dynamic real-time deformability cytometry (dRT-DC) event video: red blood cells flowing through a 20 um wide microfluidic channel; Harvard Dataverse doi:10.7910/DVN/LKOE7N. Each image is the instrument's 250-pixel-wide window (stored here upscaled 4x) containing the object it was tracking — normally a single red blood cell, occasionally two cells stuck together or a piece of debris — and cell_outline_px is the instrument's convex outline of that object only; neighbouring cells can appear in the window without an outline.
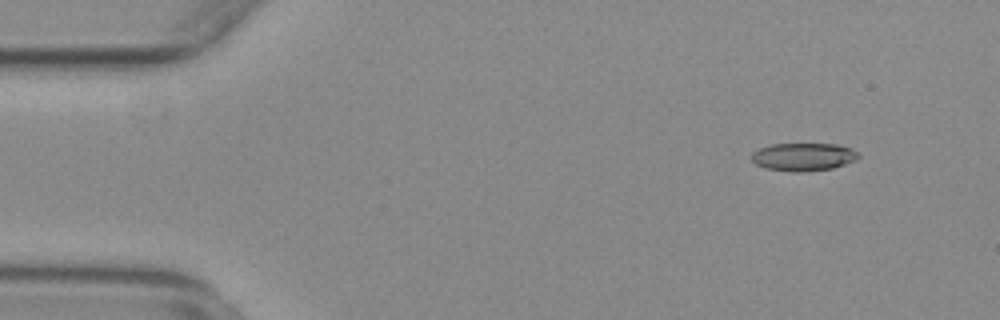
{"species": "common noctule bat (a hibernating species)", "species_latin": "Nyctalus noctula", "temperature_condition": "warm", "stored_images_in_passage": 56, "camera_frame_rate_fps": 3000, "um_per_image_px": 0.085, "animal": {"sex": "female", "body_mass_g": 29.2, "forearm_length_mm": 56.3}, "frame": {"image": 1, "passage_image": 6, "time_ms": 1.667, "image_size_px": [1000, 320], "cell_outline_px": [[860, 156], [856, 160], [832, 168], [804, 172], [792, 172], [764, 168], [756, 164], [752, 160], [752, 152], [760, 148], [772, 144], [836, 144], [852, 148], [860, 152]], "centroid_in_image_um": [68.31, 13.33], "position_along_channel_um": 16.7, "area_um2": 17.51}}
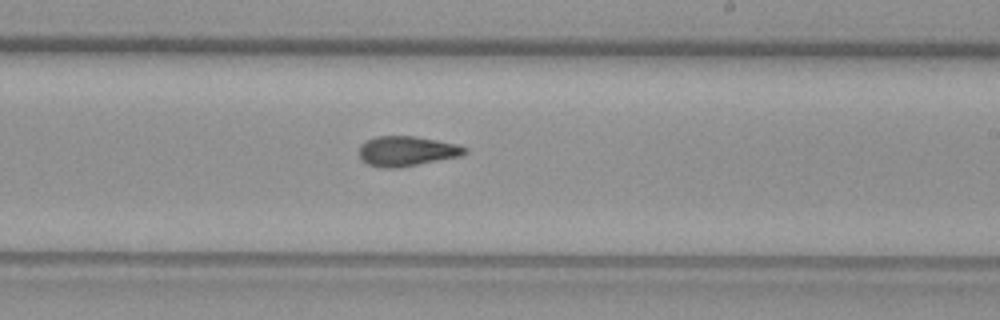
{"frame": {"image": 2, "passage_image": 33, "time_ms": 10.667, "image_size_px": [1000, 320], "cell_outline_px": [[468, 152], [460, 156], [400, 168], [380, 168], [368, 164], [360, 160], [360, 144], [376, 136], [416, 136], [460, 144], [468, 148]], "centroid_in_image_um": [34.6, 12.85], "position_along_channel_um": 254.4, "area_um2": 18.73}}
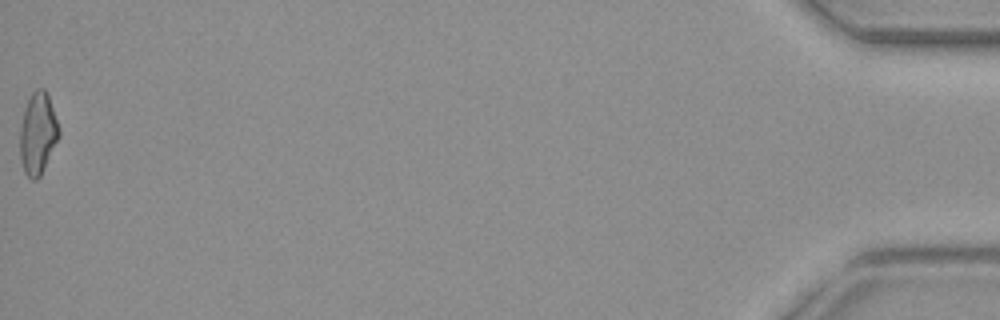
{"frame": {"image": 3, "passage_image": 56, "time_ms": 18.333, "image_size_px": [1000, 320], "cell_outline_px": [[60, 136], [40, 176], [36, 180], [32, 180], [24, 172], [20, 160], [20, 128], [24, 108], [32, 92], [36, 88], [44, 88], [48, 92], [60, 132]], "centroid_in_image_um": [3.21, 11.33], "position_along_channel_um": 432.0, "area_um2": 18.67}, "authors_computed_cell_mechanics": {"area_um2": 18.1781, "velocity_mm_per_s": 3.747, "shape_relaxation_time_tau1_ms": null, "shape_relaxation_time_tau2_ms": 2.6198, "deformation_change_tau1": null, "deformation_change_tau2": 0.1061}}